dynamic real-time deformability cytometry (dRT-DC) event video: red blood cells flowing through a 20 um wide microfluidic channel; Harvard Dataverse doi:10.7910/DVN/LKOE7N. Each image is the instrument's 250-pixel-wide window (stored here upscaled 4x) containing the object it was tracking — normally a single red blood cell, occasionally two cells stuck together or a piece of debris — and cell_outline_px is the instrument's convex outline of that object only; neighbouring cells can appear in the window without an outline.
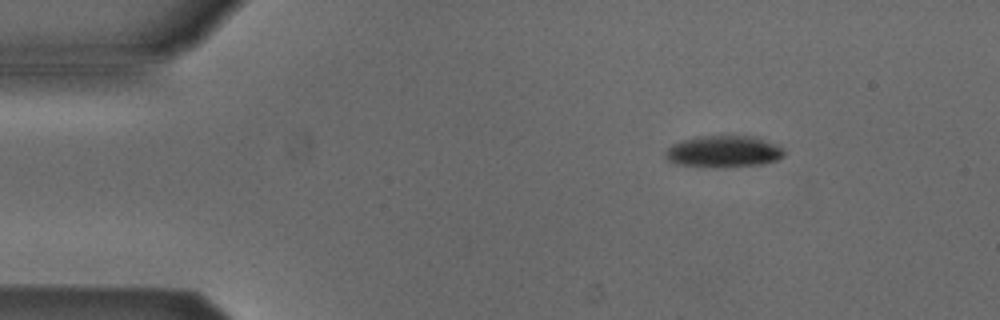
{"species": "Egyptian fruit bat (a non-hibernating species)", "species_latin": "Rousettus aegyptiacus", "temperature_condition": "cold", "stored_images_in_passage": 46, "camera_frame_rate_fps": 3000, "um_per_image_px": 0.085, "animal": {"sex": "male"}, "frame": {"image": 1, "passage_image": 1, "time_ms": 0.0, "image_size_px": [1000, 320], "cell_outline_px": [[784, 156], [776, 160], [764, 164], [724, 168], [712, 168], [676, 164], [668, 160], [668, 148], [672, 144], [684, 140], [712, 136], [748, 136], [772, 144], [780, 148], [784, 152]], "centroid_in_image_um": [61.5, 12.93], "position_along_channel_um": 23.5, "area_um2": 21.39}}
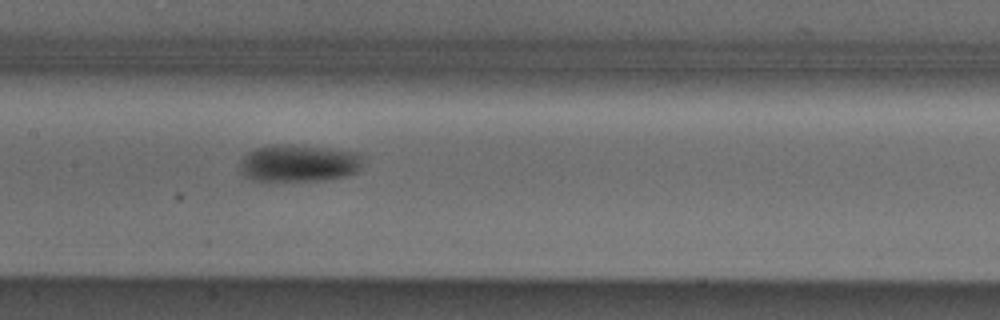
{"frame": {"image": 2, "passage_image": 19, "time_ms": 6.0, "image_size_px": [1000, 320], "cell_outline_px": [[360, 168], [356, 172], [344, 176], [324, 180], [252, 180], [244, 176], [240, 172], [240, 164], [244, 156], [248, 152], [256, 148], [268, 144], [272, 144], [316, 148], [356, 152], [360, 156]], "centroid_in_image_um": [25.32, 13.89], "position_along_channel_um": 182.1, "area_um2": 25.89}}
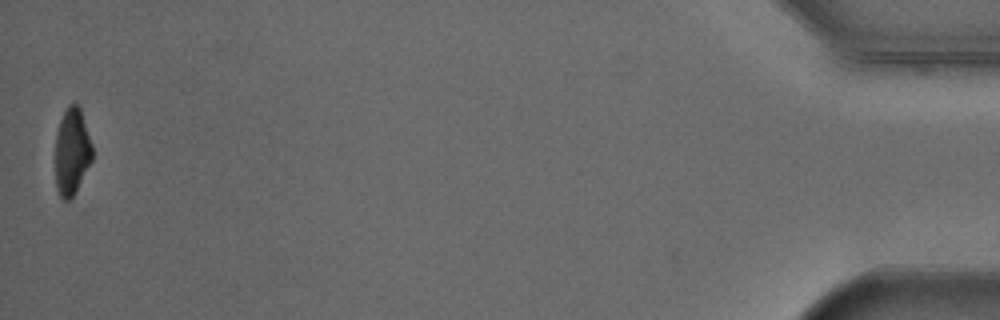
{"frame": {"image": 3, "passage_image": 46, "time_ms": 15.0, "image_size_px": [1000, 320], "cell_outline_px": [[92, 160], [76, 192], [68, 200], [64, 200], [60, 196], [56, 188], [56, 132], [60, 120], [68, 104], [76, 104], [80, 108], [92, 144]], "centroid_in_image_um": [6.11, 12.89], "position_along_channel_um": 429.1, "area_um2": 18.61}, "authors_computed_cell_mechanics": {"area_um2": 23.698, "velocity_mm_per_s": 3.8597, "shape_relaxation_time_tau1_ms": 2.0804, "shape_relaxation_time_tau2_ms": null, "deformation_change_tau1": 0.1268, "deformation_change_tau2": null}}